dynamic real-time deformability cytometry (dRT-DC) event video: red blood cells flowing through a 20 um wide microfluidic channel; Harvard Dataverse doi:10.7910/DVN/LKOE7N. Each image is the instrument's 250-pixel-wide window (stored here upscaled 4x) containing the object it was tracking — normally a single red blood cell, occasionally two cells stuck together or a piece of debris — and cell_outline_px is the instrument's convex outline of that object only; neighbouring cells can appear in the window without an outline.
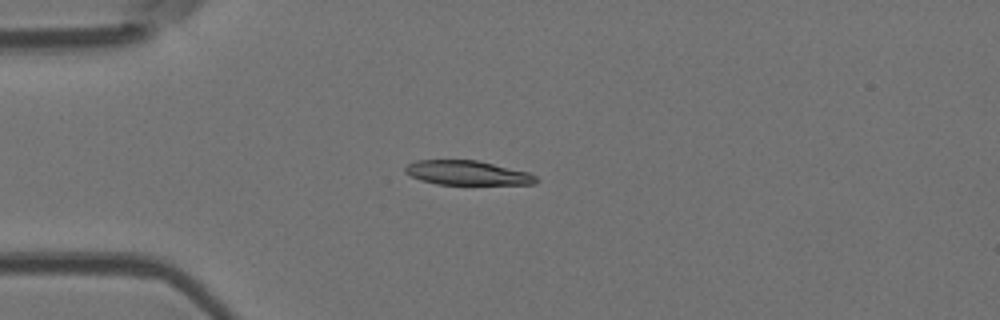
{"species": "Egyptian fruit bat (a non-hibernating species)", "species_latin": "Rousettus aegyptiacus", "temperature_condition": "room temperature", "stored_images_in_passage": 6, "camera_frame_rate_fps": 3000, "um_per_image_px": 0.085, "animal": {"sex": "female"}, "frame": {"image": 1, "passage_image": 4, "time_ms": 4.333, "image_size_px": [1000, 320], "cell_outline_px": [[540, 180], [536, 184], [436, 184], [420, 180], [404, 172], [404, 168], [408, 164], [416, 160], [476, 160], [528, 172], [536, 176]], "centroid_in_image_um": [39.72, 14.69], "position_along_channel_um": 45.3, "area_um2": 18.5}}
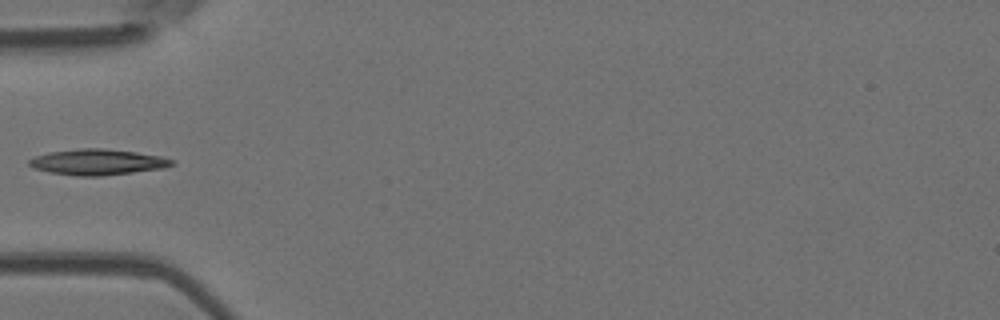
{"frame": {"image": 2, "passage_image": 5, "time_ms": 5.667, "image_size_px": [1000, 320], "cell_outline_px": [[176, 164], [164, 168], [100, 176], [76, 176], [48, 172], [32, 168], [28, 164], [28, 160], [36, 156], [48, 152], [80, 148], [104, 148], [136, 152], [160, 156], [176, 160]], "centroid_in_image_um": [8.29, 13.77], "position_along_channel_um": 76.7, "area_um2": 21.62}}
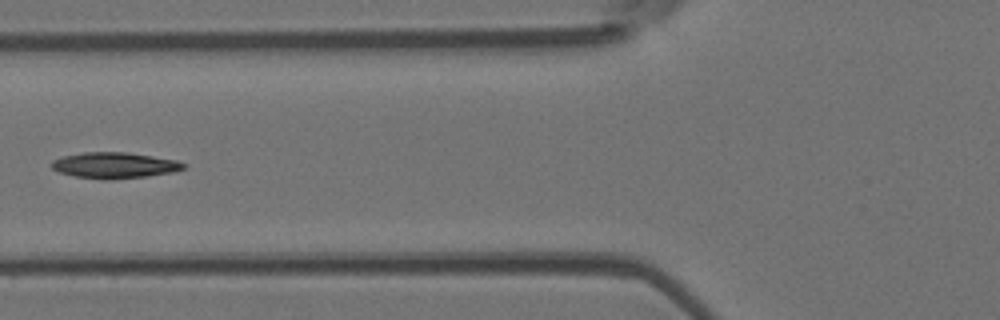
{"frame": {"image": 3, "passage_image": 6, "time_ms": 6.667, "image_size_px": [1000, 320], "cell_outline_px": [[188, 164], [184, 168], [172, 172], [148, 176], [112, 180], [100, 180], [76, 176], [60, 172], [52, 168], [52, 160], [64, 156], [84, 152], [128, 152], [176, 160]], "centroid_in_image_um": [9.75, 14.06], "position_along_channel_um": 116.0, "area_um2": 20.0}}